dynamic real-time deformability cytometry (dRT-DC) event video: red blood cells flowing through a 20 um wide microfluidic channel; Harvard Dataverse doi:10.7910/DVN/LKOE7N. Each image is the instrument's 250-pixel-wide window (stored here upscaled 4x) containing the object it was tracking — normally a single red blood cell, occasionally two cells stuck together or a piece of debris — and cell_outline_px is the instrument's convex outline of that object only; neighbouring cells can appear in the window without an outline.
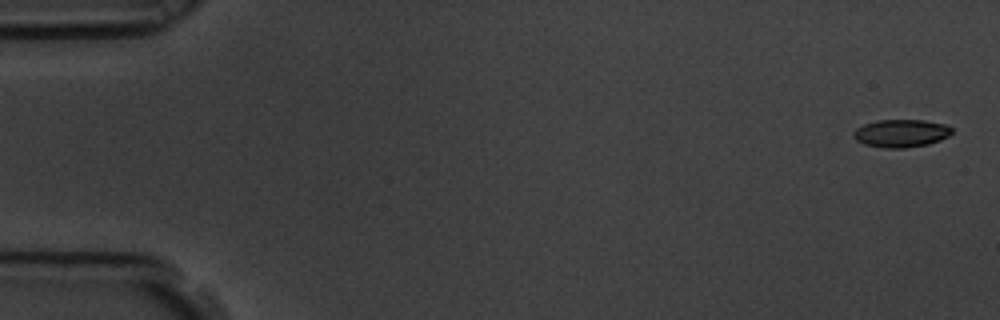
{"species": "common noctule bat (a hibernating species)", "species_latin": "Nyctalus noctula", "temperature_condition": "room temperature", "stored_images_in_passage": 5, "camera_frame_rate_fps": 3000, "um_per_image_px": 0.085, "animal": {"sex": "male", "body_mass_g": 19.5, "forearm_length_mm": 54.6}, "frame": {"image": 1, "passage_image": 1, "time_ms": 0.0, "image_size_px": [1000, 320], "cell_outline_px": [[952, 132], [948, 136], [940, 140], [928, 144], [904, 148], [884, 148], [864, 144], [856, 140], [852, 136], [852, 132], [856, 128], [864, 124], [876, 120], [924, 120], [944, 124], [952, 128]], "centroid_in_image_um": [76.56, 11.33], "position_along_channel_um": 8.4, "area_um2": 16.01}}
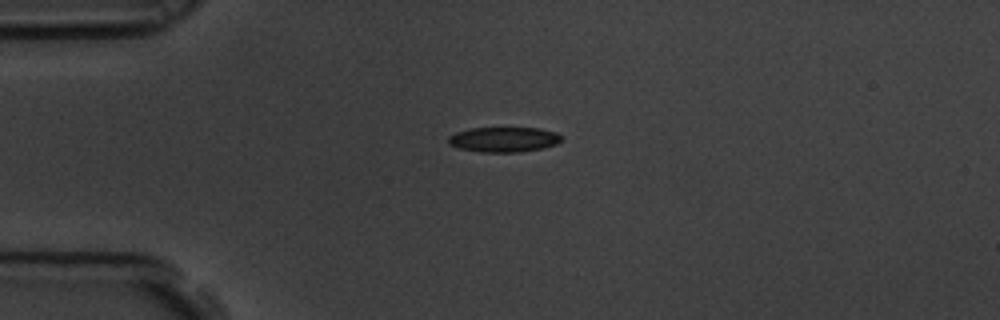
{"frame": {"image": 2, "passage_image": 4, "time_ms": 1.0, "image_size_px": [1000, 320], "cell_outline_px": [[560, 140], [556, 144], [544, 148], [520, 152], [480, 152], [460, 148], [448, 144], [448, 136], [456, 132], [472, 128], [540, 128], [556, 132], [560, 136]], "centroid_in_image_um": [42.81, 11.86], "position_along_channel_um": 42.2, "area_um2": 16.47}}